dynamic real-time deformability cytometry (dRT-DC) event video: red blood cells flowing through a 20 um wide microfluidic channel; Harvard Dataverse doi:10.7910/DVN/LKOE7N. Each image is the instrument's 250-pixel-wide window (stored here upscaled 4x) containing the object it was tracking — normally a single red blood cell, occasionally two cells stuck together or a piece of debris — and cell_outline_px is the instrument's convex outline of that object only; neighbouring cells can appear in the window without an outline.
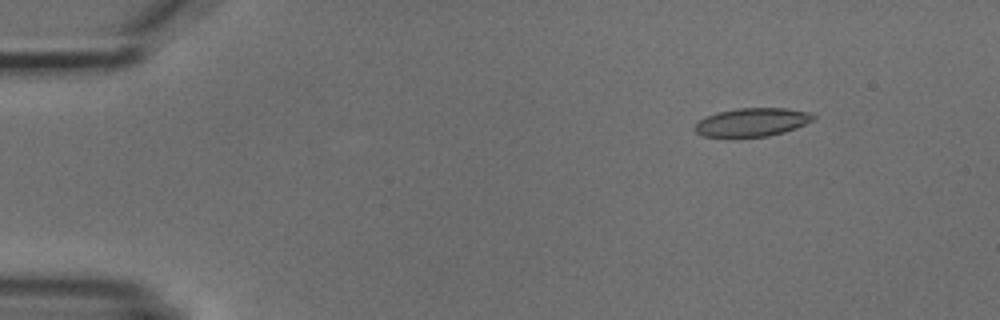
{"species": "common noctule bat (a hibernating species)", "species_latin": "Nyctalus noctula", "temperature_condition": "cold", "stored_images_in_passage": 6, "camera_frame_rate_fps": 3000, "um_per_image_px": 0.085, "animal": {"sex": "male", "body_mass_g": 18.8}, "frame": {"image": 1, "passage_image": 2, "time_ms": 2.0, "image_size_px": [1000, 320], "cell_outline_px": [[816, 116], [812, 120], [796, 128], [784, 132], [768, 136], [732, 140], [728, 140], [704, 136], [696, 132], [692, 128], [696, 120], [704, 116], [716, 112], [736, 108], [784, 108], [812, 112]], "centroid_in_image_um": [63.81, 10.43], "position_along_channel_um": 21.2, "area_um2": 20.69}}
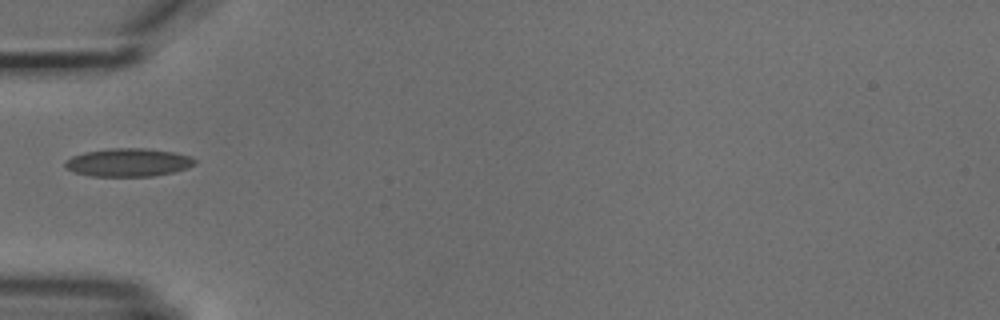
{"frame": {"image": 2, "passage_image": 5, "time_ms": 5.667, "image_size_px": [1000, 320], "cell_outline_px": [[196, 164], [188, 168], [172, 172], [152, 176], [92, 176], [72, 172], [64, 168], [64, 160], [72, 156], [84, 152], [112, 148], [144, 148], [176, 152], [192, 156], [196, 160]], "centroid_in_image_um": [10.89, 13.8], "position_along_channel_um": 74.1, "area_um2": 21.56}}
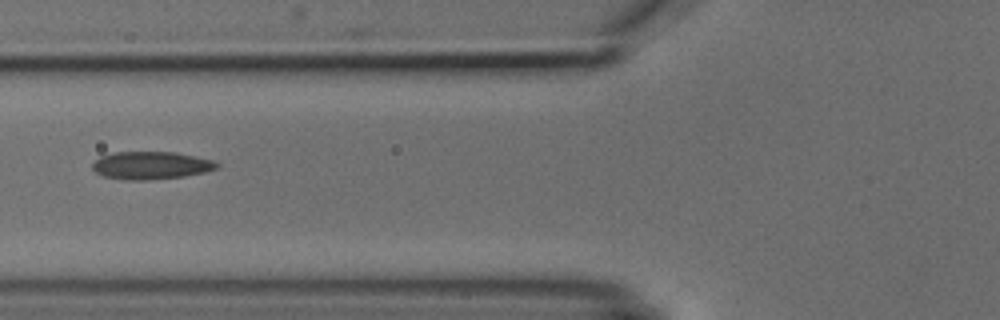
{"frame": {"image": 3, "passage_image": 6, "time_ms": 6.667, "image_size_px": [1000, 320], "cell_outline_px": [[220, 164], [216, 168], [204, 172], [184, 176], [152, 180], [124, 180], [100, 176], [92, 168], [92, 164], [100, 156], [112, 152], [176, 152], [212, 160]], "centroid_in_image_um": [12.78, 14.06], "position_along_channel_um": 113.0, "area_um2": 20.23}}